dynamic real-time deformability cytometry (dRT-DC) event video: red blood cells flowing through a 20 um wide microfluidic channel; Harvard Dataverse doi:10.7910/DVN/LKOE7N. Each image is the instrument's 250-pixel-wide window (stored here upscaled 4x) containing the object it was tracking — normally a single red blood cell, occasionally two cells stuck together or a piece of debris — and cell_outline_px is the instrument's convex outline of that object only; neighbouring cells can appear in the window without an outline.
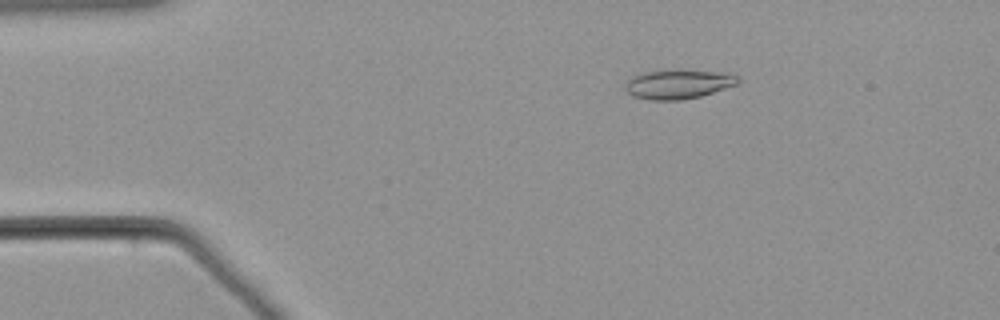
{"species": "common noctule bat (a hibernating species)", "species_latin": "Nyctalus noctula", "temperature_condition": "warm", "stored_images_in_passage": 57, "camera_frame_rate_fps": 3000, "um_per_image_px": 0.085, "animal": {"sex": "male", "body_mass_g": 21.5, "forearm_length_mm": 52.0}, "frame": {"image": 1, "passage_image": 10, "time_ms": 3.0, "image_size_px": [1000, 320], "cell_outline_px": [[740, 80], [736, 84], [700, 96], [680, 100], [648, 100], [632, 96], [624, 88], [624, 84], [632, 76], [644, 72], [664, 68], [676, 68], [728, 72], [736, 76]], "centroid_in_image_um": [57.61, 7.11], "position_along_channel_um": 27.4, "area_um2": 19.83}}
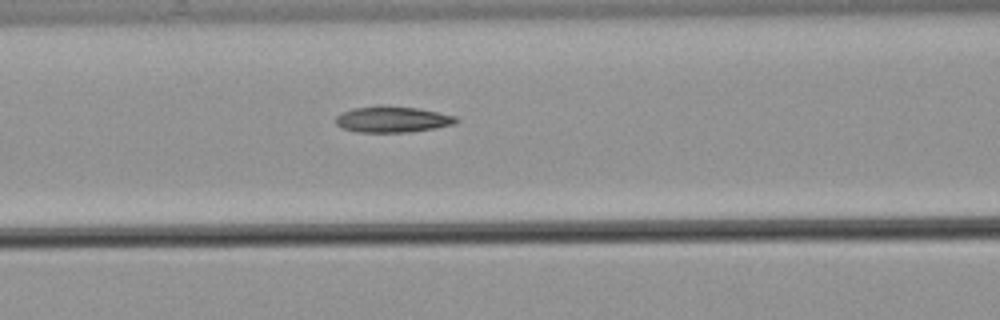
{"frame": {"image": 2, "passage_image": 24, "time_ms": 7.667, "image_size_px": [1000, 320], "cell_outline_px": [[460, 120], [456, 124], [436, 128], [408, 132], [356, 132], [344, 128], [336, 124], [336, 116], [340, 112], [352, 108], [420, 108], [456, 116]], "centroid_in_image_um": [33.41, 10.18], "position_along_channel_um": 133.2, "area_um2": 17.74}}
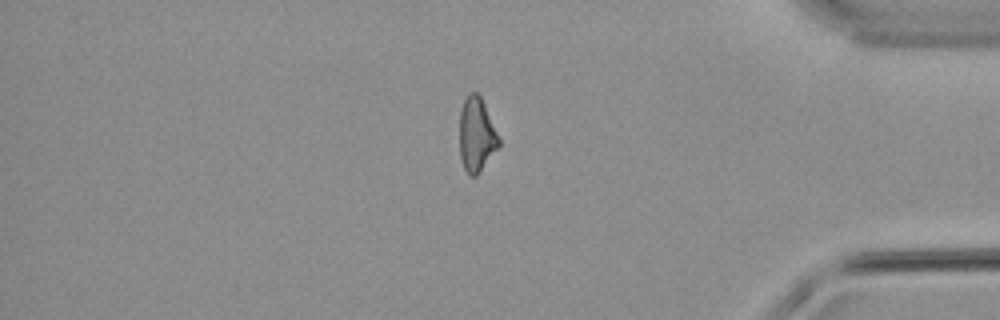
{"frame": {"image": 3, "passage_image": 48, "time_ms": 15.667, "image_size_px": [1000, 320], "cell_outline_px": [[500, 144], [476, 176], [468, 176], [464, 168], [460, 156], [460, 112], [464, 100], [468, 92], [476, 92], [480, 96], [484, 104], [500, 140]], "centroid_in_image_um": [40.48, 11.45], "position_along_channel_um": 394.7, "area_um2": 16.7}}